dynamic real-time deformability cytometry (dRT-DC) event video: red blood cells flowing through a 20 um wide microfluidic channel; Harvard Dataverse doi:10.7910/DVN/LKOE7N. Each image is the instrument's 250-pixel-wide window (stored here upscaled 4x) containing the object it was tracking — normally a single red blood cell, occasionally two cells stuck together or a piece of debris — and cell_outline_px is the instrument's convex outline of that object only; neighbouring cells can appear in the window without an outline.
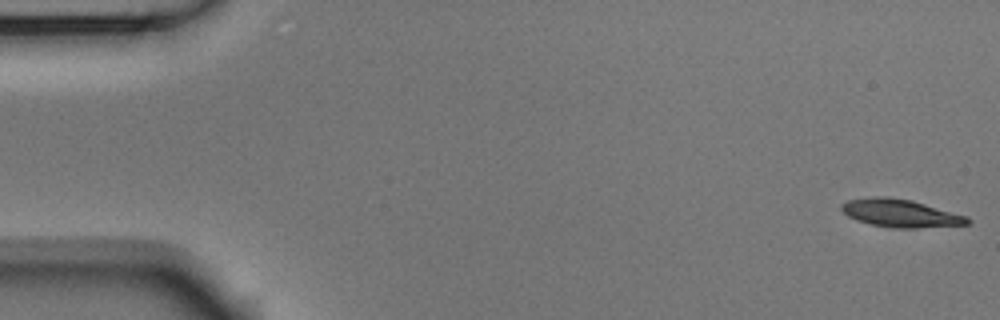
{"species": "Egyptian fruit bat (a non-hibernating species)", "species_latin": "Rousettus aegyptiacus", "temperature_condition": "room temperature", "stored_images_in_passage": 53, "camera_frame_rate_fps": 3000, "um_per_image_px": 0.085, "animal": {"sex": "male"}, "frame": {"image": 1, "passage_image": 1, "time_ms": 0.0, "image_size_px": [1000, 320], "cell_outline_px": [[972, 220], [968, 224], [916, 228], [896, 228], [868, 224], [856, 220], [848, 216], [840, 208], [840, 204], [848, 200], [876, 196], [884, 196], [912, 200], [968, 216]], "centroid_in_image_um": [76.54, 18.12], "position_along_channel_um": 8.5, "area_um2": 20.52}}
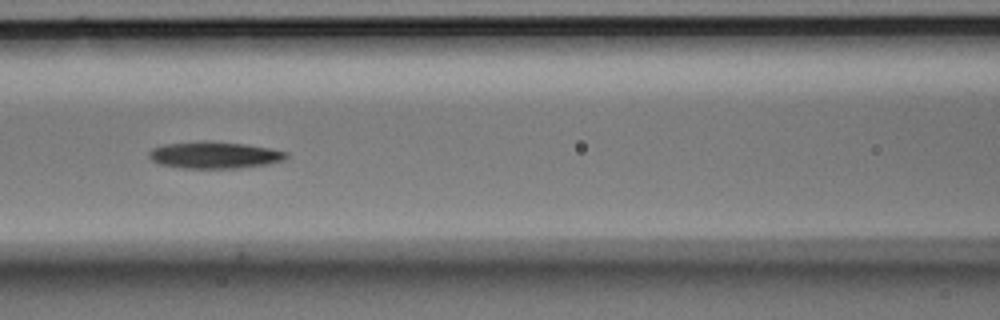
{"frame": {"image": 2, "passage_image": 23, "time_ms": 7.333, "image_size_px": [1000, 320], "cell_outline_px": [[288, 156], [284, 160], [264, 164], [240, 168], [184, 168], [160, 164], [152, 160], [148, 156], [148, 152], [152, 148], [164, 144], [204, 140], [208, 140], [244, 144], [268, 148], [288, 152]], "centroid_in_image_um": [18.19, 13.17], "position_along_channel_um": 148.4, "area_um2": 21.44}}
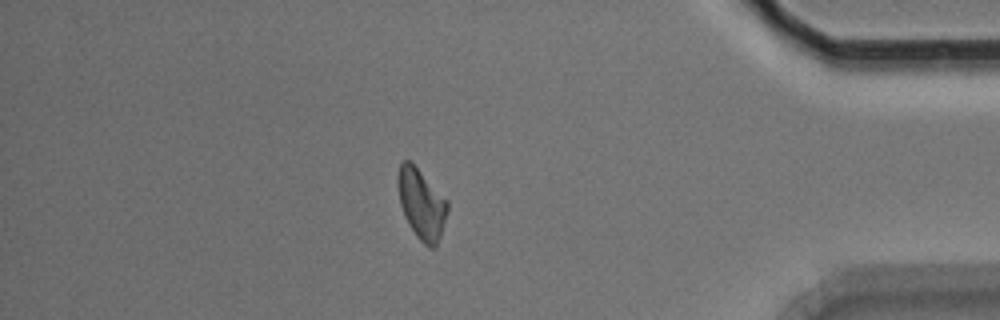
{"frame": {"image": 3, "passage_image": 46, "time_ms": 15.0, "image_size_px": [1000, 320], "cell_outline_px": [[448, 212], [436, 248], [432, 248], [424, 244], [416, 236], [408, 224], [404, 216], [400, 204], [396, 184], [396, 176], [400, 164], [404, 160], [408, 160], [448, 200]], "centroid_in_image_um": [35.81, 17.36], "position_along_channel_um": 399.4, "area_um2": 20.29}, "authors_computed_cell_mechanics": {"area_um2": 20.2878, "velocity_mm_per_s": 3.7474, "shape_relaxation_time_tau1_ms": 4.4102, "shape_relaxation_time_tau2_ms": null, "deformation_change_tau1": 0.1337, "deformation_change_tau2": null}}